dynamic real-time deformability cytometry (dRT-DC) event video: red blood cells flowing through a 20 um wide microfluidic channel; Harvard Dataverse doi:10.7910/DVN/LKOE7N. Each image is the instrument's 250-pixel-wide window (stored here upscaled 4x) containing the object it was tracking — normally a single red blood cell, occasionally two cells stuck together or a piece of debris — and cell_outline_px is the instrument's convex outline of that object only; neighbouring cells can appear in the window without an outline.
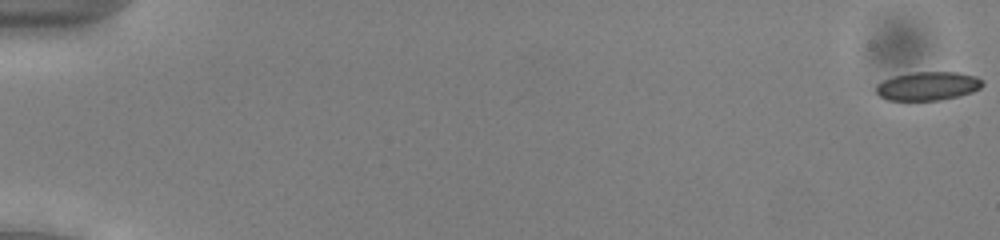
{"species": "common noctule bat (a hibernating species)", "species_latin": "Nyctalus noctula", "temperature_condition": "cold", "stored_images_in_passage": 54, "camera_frame_rate_fps": 3000, "um_per_image_px": 0.085, "animal": {"sex": "male", "body_mass_g": 13.0, "forearm_length_mm": 53.1}, "frame": {"image": 1, "passage_image": 1, "time_ms": 0.0, "image_size_px": [1000, 240], "cell_outline_px": [[984, 84], [980, 88], [972, 92], [960, 96], [940, 100], [888, 100], [880, 96], [876, 92], [876, 84], [884, 80], [896, 76], [912, 72], [956, 72], [976, 76], [984, 80]], "centroid_in_image_um": [78.9, 7.31], "position_along_channel_um": 6.1, "area_um2": 17.8}}
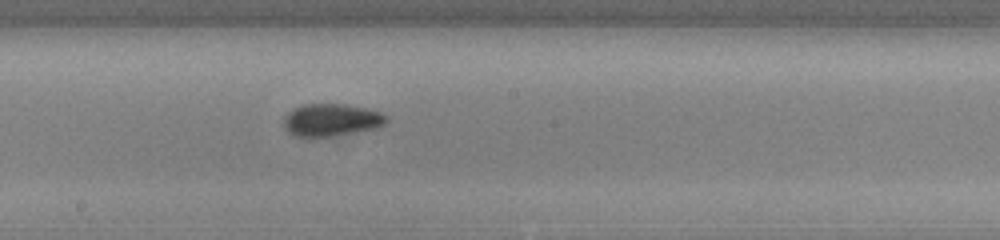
{"frame": {"image": 2, "passage_image": 31, "time_ms": 10.0, "image_size_px": [1000, 240], "cell_outline_px": [[388, 120], [384, 124], [376, 128], [356, 132], [308, 140], [296, 136], [288, 132], [284, 128], [284, 116], [292, 108], [304, 104], [344, 104], [364, 108], [380, 112], [388, 116]], "centroid_in_image_um": [28.11, 10.23], "position_along_channel_um": 220.1, "area_um2": 19.88}}
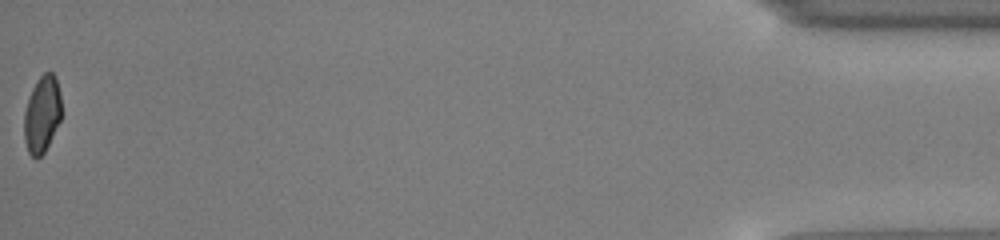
{"frame": {"image": 3, "passage_image": 54, "time_ms": 17.667, "image_size_px": [1000, 240], "cell_outline_px": [[60, 120], [44, 152], [36, 160], [28, 152], [24, 140], [24, 112], [28, 96], [32, 88], [40, 76], [44, 72], [52, 72], [56, 76], [60, 92]], "centroid_in_image_um": [3.55, 9.69], "position_along_channel_um": 431.6, "area_um2": 16.7}, "authors_computed_cell_mechanics": {"area_um2": 18.6116, "velocity_mm_per_s": 3.953, "shape_relaxation_time_tau1_ms": 2.9259, "shape_relaxation_time_tau2_ms": null, "deformation_change_tau1": 0.0835, "deformation_change_tau2": null}}